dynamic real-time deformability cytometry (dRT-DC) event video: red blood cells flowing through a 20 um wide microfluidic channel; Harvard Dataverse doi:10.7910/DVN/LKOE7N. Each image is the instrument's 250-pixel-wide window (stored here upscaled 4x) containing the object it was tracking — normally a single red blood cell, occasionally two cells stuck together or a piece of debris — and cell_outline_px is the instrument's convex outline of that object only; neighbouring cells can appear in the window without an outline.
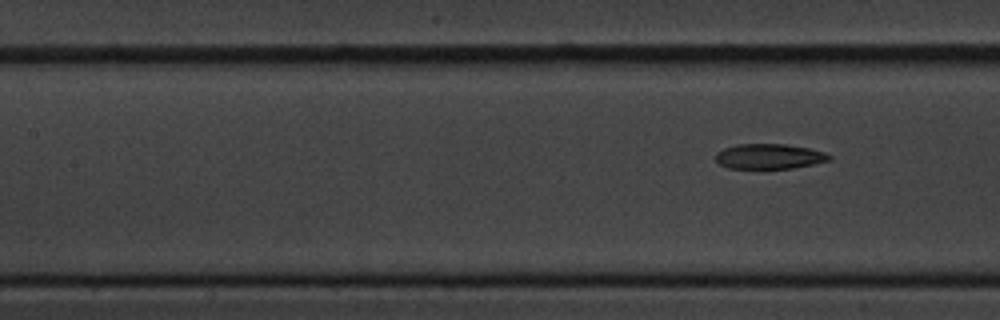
{"species": "common noctule bat (a hibernating species)", "species_latin": "Nyctalus noctula", "temperature_condition": "cold", "stored_images_in_passage": 9, "segment_of_instrument_passage": [2, 2], "camera_frame_rate_fps": 3000, "um_per_image_px": 0.085, "animal": {"sex": "male", "body_mass_g": 20.1, "forearm_length_mm": 53.5}, "frame": {"image": 1, "passage_image": 9, "time_ms": 10.333, "image_size_px": [1000, 320], "cell_outline_px": [[832, 160], [792, 168], [728, 168], [720, 164], [716, 160], [716, 152], [724, 148], [736, 144], [784, 144], [808, 148], [824, 152], [832, 156]], "centroid_in_image_um": [65.38, 13.29], "position_along_channel_um": 142.0, "area_um2": 16.53}}